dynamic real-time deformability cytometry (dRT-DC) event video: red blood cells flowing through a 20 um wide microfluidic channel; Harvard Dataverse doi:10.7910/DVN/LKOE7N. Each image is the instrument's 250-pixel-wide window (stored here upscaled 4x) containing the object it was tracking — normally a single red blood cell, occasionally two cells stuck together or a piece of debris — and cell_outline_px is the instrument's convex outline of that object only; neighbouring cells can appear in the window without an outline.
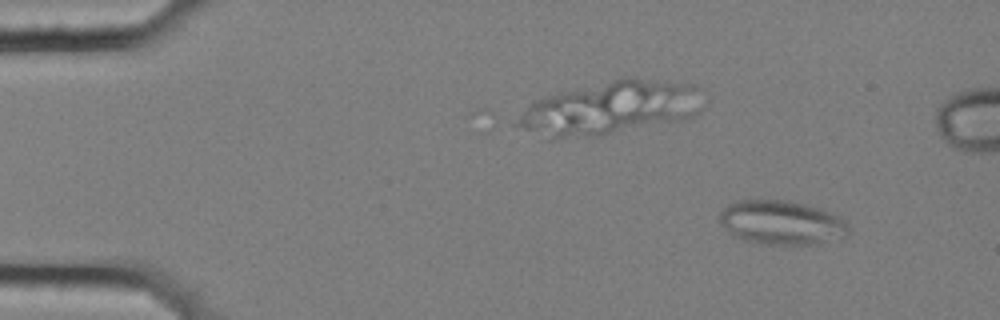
{"species": "common noctule bat (a hibernating species)", "species_latin": "Nyctalus noctula", "temperature_condition": "cold", "stored_images_in_passage": 59, "segment_of_instrument_passage": [1, 2], "camera_frame_rate_fps": 3000, "um_per_image_px": 0.085, "animal": {"sex": "female", "body_mass_g": 25.1}, "frame": {"image": 1, "passage_image": 6, "time_ms": 1.667, "image_size_px": [1000, 320], "cell_outline_px": [[848, 232], [840, 236], [816, 244], [764, 244], [744, 240], [736, 236], [720, 220], [720, 212], [728, 204], [736, 200], [784, 200], [804, 204], [840, 216], [848, 224]], "centroid_in_image_um": [66.42, 18.9], "position_along_channel_um": 18.6, "area_um2": 32.31}}